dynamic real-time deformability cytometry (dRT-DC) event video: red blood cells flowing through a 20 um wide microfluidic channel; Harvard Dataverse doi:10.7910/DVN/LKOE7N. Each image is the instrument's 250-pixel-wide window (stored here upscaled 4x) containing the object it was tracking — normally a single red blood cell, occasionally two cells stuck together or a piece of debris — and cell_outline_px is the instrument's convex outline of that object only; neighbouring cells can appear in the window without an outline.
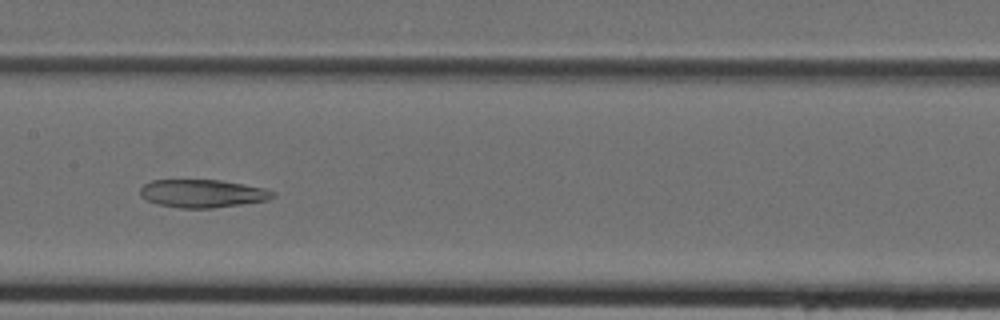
{"species": "Egyptian fruit bat (a non-hibernating species)", "species_latin": "Rousettus aegyptiacus", "temperature_condition": "cold", "stored_images_in_passage": 21, "camera_frame_rate_fps": 3000, "um_per_image_px": 0.085, "animal": {"sex": "female"}, "frame": {"image": 1, "passage_image": 10, "time_ms": 3.0, "image_size_px": [1000, 320], "cell_outline_px": [[276, 196], [268, 200], [212, 208], [180, 208], [156, 204], [140, 196], [140, 188], [144, 184], [152, 180], [220, 180], [244, 184], [264, 188], [276, 192]], "centroid_in_image_um": [17.22, 16.44], "position_along_channel_um": 190.2, "area_um2": 21.68}}
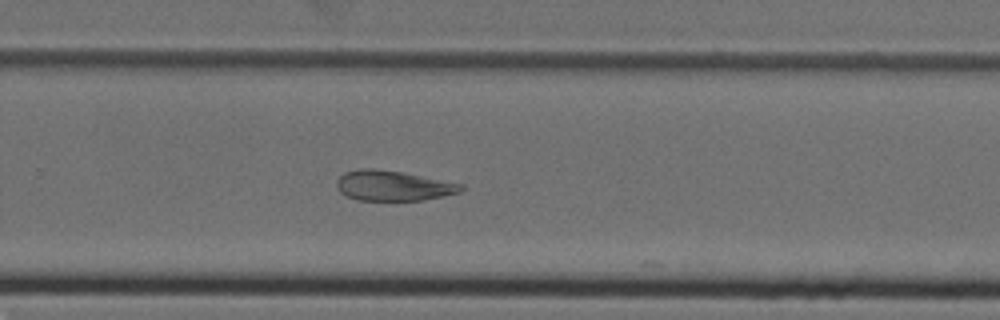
{"frame": {"image": 2, "passage_image": 17, "time_ms": 5.333, "image_size_px": [1000, 320], "cell_outline_px": [[464, 188], [460, 192], [444, 196], [424, 200], [356, 200], [340, 192], [336, 184], [336, 180], [344, 172], [360, 168], [372, 168], [400, 172], [464, 184]], "centroid_in_image_um": [33.4, 15.78], "position_along_channel_um": 296.4, "area_um2": 21.79}}
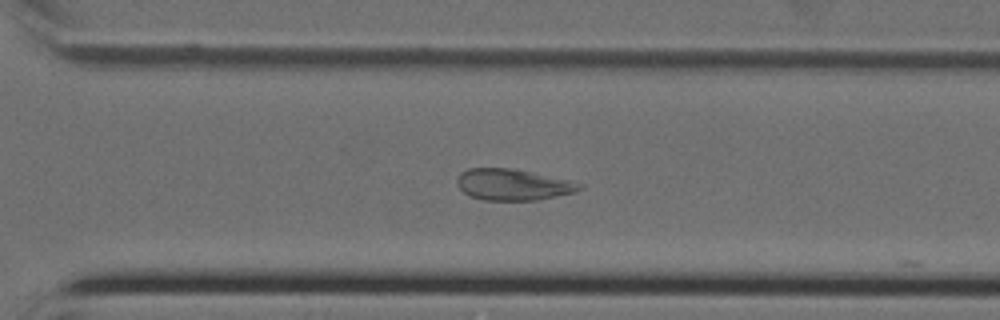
{"frame": {"image": 3, "passage_image": 19, "time_ms": 6.0, "image_size_px": [1000, 320], "cell_outline_px": [[584, 188], [576, 192], [540, 200], [484, 200], [468, 196], [456, 184], [456, 180], [460, 172], [468, 168], [512, 168], [572, 180], [584, 184]], "centroid_in_image_um": [43.63, 15.69], "position_along_channel_um": 327.0, "area_um2": 22.72}}